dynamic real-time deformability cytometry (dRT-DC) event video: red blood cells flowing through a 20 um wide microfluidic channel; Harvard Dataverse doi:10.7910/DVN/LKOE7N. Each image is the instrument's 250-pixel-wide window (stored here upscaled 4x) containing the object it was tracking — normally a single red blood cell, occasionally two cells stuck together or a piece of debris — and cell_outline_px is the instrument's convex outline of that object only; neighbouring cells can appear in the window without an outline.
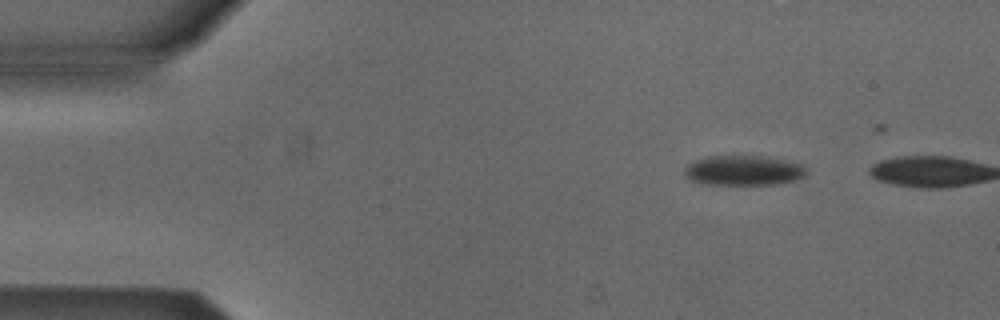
{"species": "Egyptian fruit bat (a non-hibernating species)", "species_latin": "Rousettus aegyptiacus", "temperature_condition": "cold", "stored_images_in_passage": 2, "camera_frame_rate_fps": 3000, "um_per_image_px": 0.085, "animal": {"sex": "male"}, "frame": {"image": 1, "passage_image": 1, "time_ms": 0.0, "image_size_px": [1000, 320], "cell_outline_px": [[808, 168], [804, 176], [796, 180], [776, 184], [704, 184], [692, 180], [684, 176], [684, 168], [688, 164], [696, 160], [712, 156], [764, 156], [804, 164]], "centroid_in_image_um": [63.23, 14.49], "position_along_channel_um": 21.8, "area_um2": 21.27}}